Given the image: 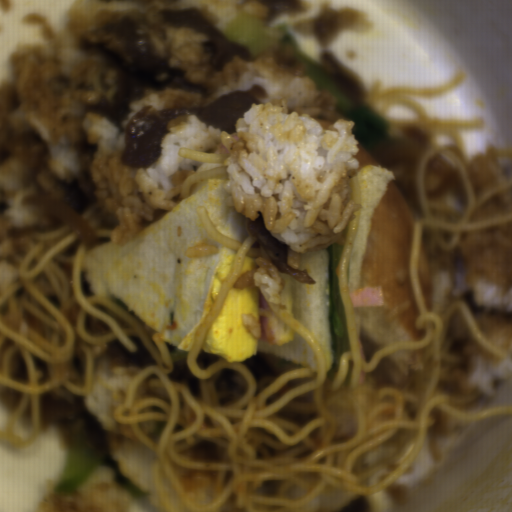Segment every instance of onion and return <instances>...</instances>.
Here are the masks:
<instances>
[{
    "label": "onion",
    "instance_id": "obj_1",
    "mask_svg": "<svg viewBox=\"0 0 512 512\" xmlns=\"http://www.w3.org/2000/svg\"><path fill=\"white\" fill-rule=\"evenodd\" d=\"M22 203L39 205L46 208L60 220L74 226L84 240L88 250L100 242L96 232L68 202H62L41 195H28Z\"/></svg>",
    "mask_w": 512,
    "mask_h": 512
}]
</instances>
